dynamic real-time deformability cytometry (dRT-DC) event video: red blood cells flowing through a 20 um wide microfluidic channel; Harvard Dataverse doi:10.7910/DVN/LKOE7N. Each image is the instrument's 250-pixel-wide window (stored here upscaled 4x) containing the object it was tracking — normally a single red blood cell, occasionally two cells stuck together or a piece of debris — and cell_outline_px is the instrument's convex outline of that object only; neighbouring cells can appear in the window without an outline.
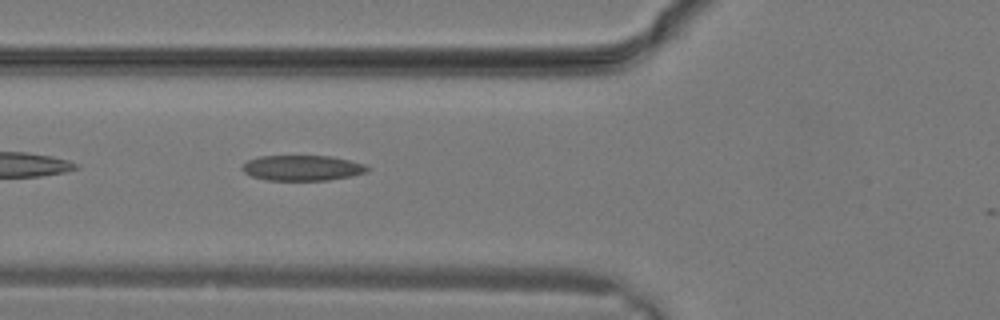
{"species": "common noctule bat (a hibernating species)", "species_latin": "Nyctalus noctula", "temperature_condition": "warm", "stored_images_in_passage": 3, "camera_frame_rate_fps": 3000, "um_per_image_px": 0.085, "animal": {"sex": "male", "body_mass_g": 19.2, "forearm_length_mm": 51.8}, "frame": {"image": 1, "passage_image": 3, "time_ms": 0.667, "image_size_px": [1000, 320], "cell_outline_px": [[368, 172], [352, 176], [328, 180], [268, 180], [252, 176], [244, 172], [240, 168], [248, 160], [260, 156], [332, 156], [368, 164]], "centroid_in_image_um": [25.74, 14.27], "position_along_channel_um": 100.1, "area_um2": 18.61}}